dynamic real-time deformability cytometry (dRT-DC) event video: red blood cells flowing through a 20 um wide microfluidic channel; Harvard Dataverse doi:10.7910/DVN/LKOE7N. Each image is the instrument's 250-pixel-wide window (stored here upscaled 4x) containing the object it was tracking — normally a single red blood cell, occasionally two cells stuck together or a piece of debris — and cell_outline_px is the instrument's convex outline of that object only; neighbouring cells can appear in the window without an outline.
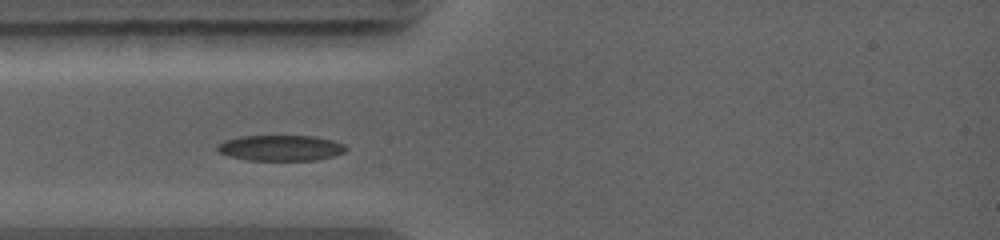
{"species": "common noctule bat (a hibernating species)", "species_latin": "Nyctalus noctula", "temperature_condition": "warm", "stored_images_in_passage": 9, "camera_frame_rate_fps": 5000, "um_per_image_px": 0.085, "animal": {"sex": "female", "body_mass_g": 19.0, "forearm_length_mm": 56.7}, "frame": {"image": 1, "passage_image": 2, "time_ms": 0.8, "image_size_px": [1000, 240], "cell_outline_px": [[348, 148], [344, 152], [336, 156], [316, 160], [248, 160], [228, 156], [220, 152], [216, 148], [216, 144], [224, 140], [240, 136], [312, 136], [332, 140], [344, 144]], "centroid_in_image_um": [23.85, 12.58], "position_along_channel_um": 61.1, "area_um2": 19.36}}
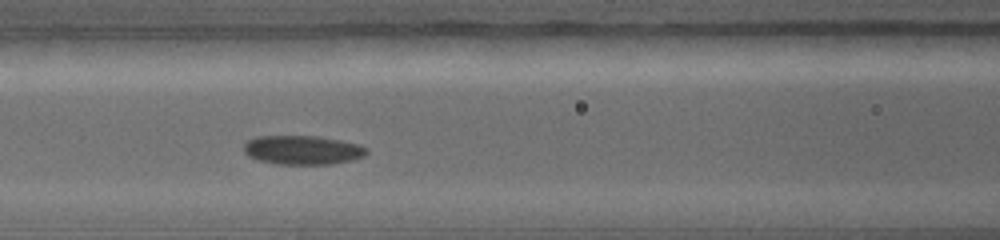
{"frame": {"image": 2, "passage_image": 4, "time_ms": 2.6, "image_size_px": [1000, 240], "cell_outline_px": [[368, 152], [364, 156], [352, 160], [332, 164], [276, 164], [260, 160], [248, 156], [244, 152], [244, 144], [248, 140], [256, 136], [316, 136], [340, 140], [356, 144], [368, 148]], "centroid_in_image_um": [25.71, 12.75], "position_along_channel_um": 140.9, "area_um2": 20.75}}
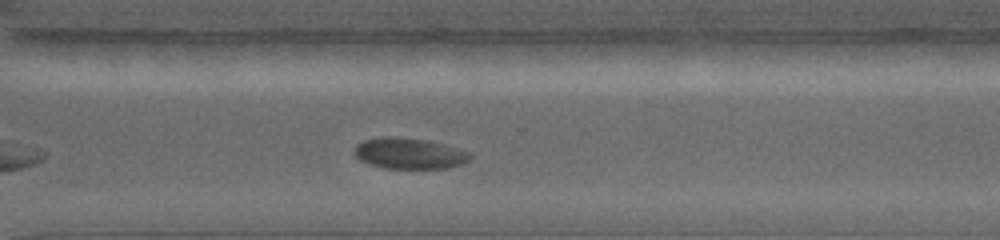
{"frame": {"image": 3, "passage_image": 9, "time_ms": 7.0, "image_size_px": [1000, 240], "cell_outline_px": [[472, 156], [464, 164], [444, 168], [384, 168], [368, 164], [360, 160], [356, 156], [352, 148], [356, 144], [364, 140], [384, 136], [392, 136], [424, 140], [444, 144], [468, 152]], "centroid_in_image_um": [34.74, 13.04], "position_along_channel_um": 335.9, "area_um2": 20.81}}